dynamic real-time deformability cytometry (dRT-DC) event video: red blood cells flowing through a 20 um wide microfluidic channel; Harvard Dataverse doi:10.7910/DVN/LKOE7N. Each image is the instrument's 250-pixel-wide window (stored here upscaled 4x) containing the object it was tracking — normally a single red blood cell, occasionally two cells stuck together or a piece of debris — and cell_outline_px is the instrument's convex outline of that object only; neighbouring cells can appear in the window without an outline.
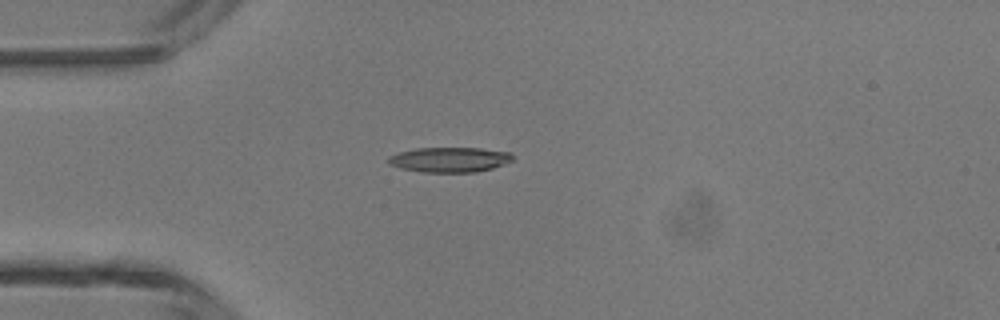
{"species": "common noctule bat (a hibernating species)", "species_latin": "Nyctalus noctula", "temperature_condition": "room temperature", "stored_images_in_passage": 35, "camera_frame_rate_fps": 3000, "um_per_image_px": 0.085, "animal": {"sex": "male", "body_mass_g": 13.3}, "frame": {"image": 1, "passage_image": 1, "time_ms": 0.0, "image_size_px": [1000, 320], "cell_outline_px": [[512, 160], [492, 168], [476, 172], [420, 172], [400, 168], [388, 164], [388, 156], [400, 152], [416, 148], [480, 148], [512, 152]], "centroid_in_image_um": [38.19, 13.57], "position_along_channel_um": 46.8, "area_um2": 18.09}}
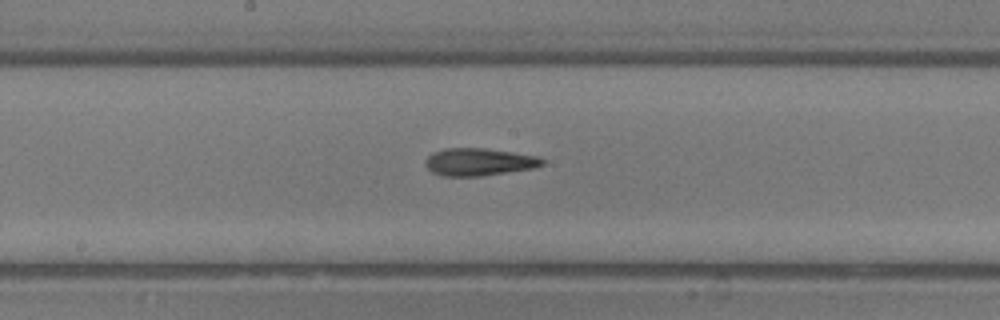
{"frame": {"image": 2, "passage_image": 13, "time_ms": 4.0, "image_size_px": [1000, 320], "cell_outline_px": [[544, 164], [532, 168], [480, 176], [444, 176], [432, 172], [424, 164], [424, 160], [432, 152], [444, 148], [484, 148], [540, 156], [544, 160]], "centroid_in_image_um": [40.68, 13.75], "position_along_channel_um": 207.5, "area_um2": 18.73}}
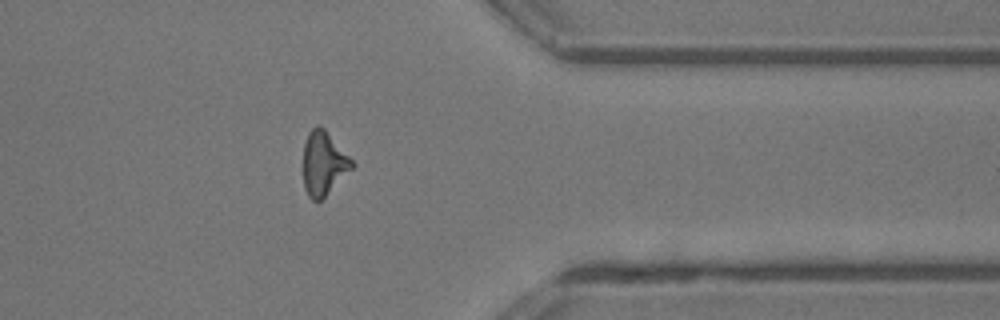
{"frame": {"image": 3, "passage_image": 26, "time_ms": 8.333, "image_size_px": [1000, 320], "cell_outline_px": [[356, 164], [320, 200], [312, 200], [308, 196], [304, 188], [304, 144], [308, 132], [316, 124], [320, 124], [324, 128]], "centroid_in_image_um": [27.49, 13.85], "position_along_channel_um": 383.9, "area_um2": 17.8}, "authors_computed_cell_mechanics": {"area_um2": 18.1492, "velocity_mm_per_s": 4.3907, "shape_relaxation_time_tau1_ms": 4.9426, "shape_relaxation_time_tau2_ms": 3.3477, "deformation_change_tau1": 0.1586, "deformation_change_tau2": 0.1561}}